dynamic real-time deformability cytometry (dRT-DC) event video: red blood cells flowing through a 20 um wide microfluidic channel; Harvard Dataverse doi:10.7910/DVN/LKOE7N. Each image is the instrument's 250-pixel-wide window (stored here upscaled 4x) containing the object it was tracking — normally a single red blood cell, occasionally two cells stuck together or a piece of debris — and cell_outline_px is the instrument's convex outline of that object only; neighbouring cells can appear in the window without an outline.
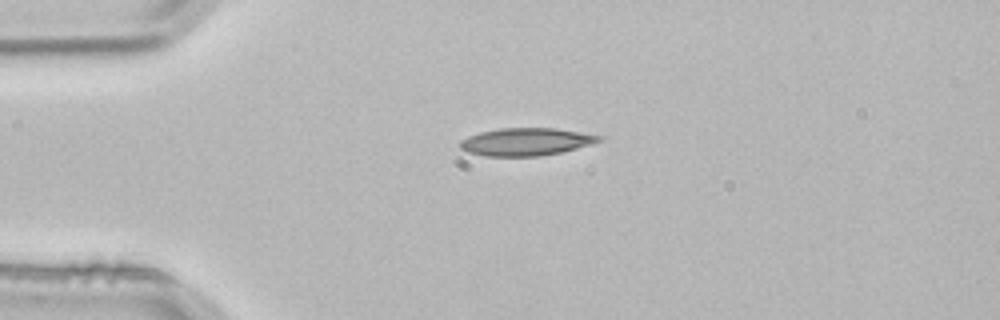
{"species": "common noctule bat (a hibernating species)", "species_latin": "Nyctalus noctula", "temperature_condition": "room temperature", "stored_images_in_passage": 2, "camera_frame_rate_fps": 3000, "um_per_image_px": 0.085, "animal": {"sex": "male", "body_mass_g": 21.5, "forearm_length_mm": 52.0}, "frame": {"image": 1, "passage_image": 1, "time_ms": 0.0, "image_size_px": [1000, 320], "cell_outline_px": [[604, 140], [576, 148], [560, 152], [540, 156], [484, 156], [468, 152], [460, 148], [460, 140], [468, 136], [480, 132], [500, 128], [556, 128], [604, 136]], "centroid_in_image_um": [44.71, 12.04], "position_along_channel_um": 40.3, "area_um2": 22.37}}